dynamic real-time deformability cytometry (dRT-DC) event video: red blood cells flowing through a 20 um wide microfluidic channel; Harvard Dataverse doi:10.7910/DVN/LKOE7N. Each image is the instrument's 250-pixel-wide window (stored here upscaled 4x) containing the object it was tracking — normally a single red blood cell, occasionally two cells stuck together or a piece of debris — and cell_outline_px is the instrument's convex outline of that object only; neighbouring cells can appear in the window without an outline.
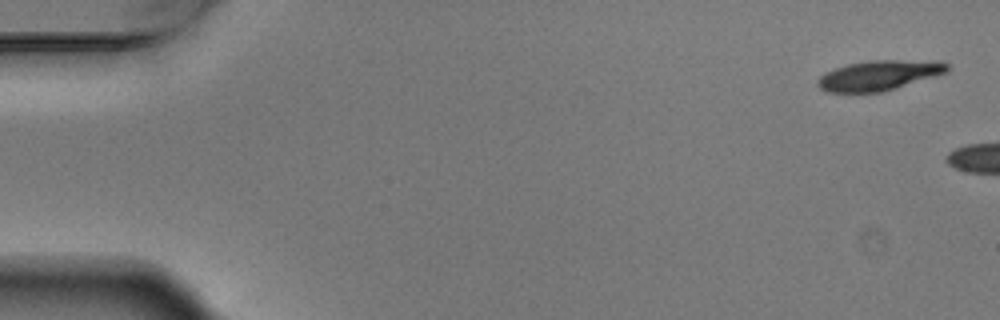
{"species": "Egyptian fruit bat (a non-hibernating species)", "species_latin": "Rousettus aegyptiacus", "temperature_condition": "warm", "stored_images_in_passage": 5, "camera_frame_rate_fps": 3000, "um_per_image_px": 0.085, "animal": {"sex": "male"}, "frame": {"image": 1, "passage_image": 1, "time_ms": 0.0, "image_size_px": [1000, 320], "cell_outline_px": [[948, 72], [936, 76], [896, 88], [880, 92], [828, 92], [820, 88], [816, 84], [816, 80], [820, 76], [836, 68], [848, 64], [868, 60], [944, 60], [948, 64]], "centroid_in_image_um": [74.77, 6.39], "position_along_channel_um": 10.2, "area_um2": 22.77}}